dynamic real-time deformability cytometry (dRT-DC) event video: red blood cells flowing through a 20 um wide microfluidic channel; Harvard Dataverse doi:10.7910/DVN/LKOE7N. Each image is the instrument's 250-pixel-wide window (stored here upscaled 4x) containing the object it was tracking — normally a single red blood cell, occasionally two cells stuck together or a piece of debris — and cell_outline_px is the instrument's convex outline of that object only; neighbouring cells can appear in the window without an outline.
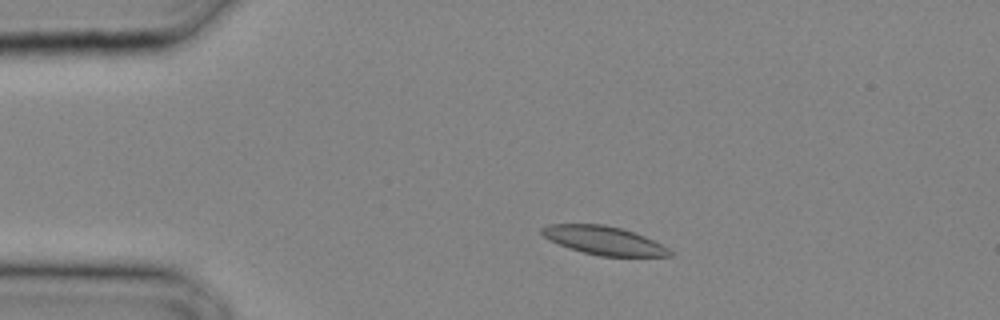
{"species": "common noctule bat (a hibernating species)", "species_latin": "Nyctalus noctula", "temperature_condition": "cold", "stored_images_in_passage": 11, "camera_frame_rate_fps": 3000, "um_per_image_px": 0.085, "animal": {"sex": "male", "body_mass_g": 20.4}, "frame": {"image": 1, "passage_image": 4, "time_ms": 1.0, "image_size_px": [1000, 320], "cell_outline_px": [[676, 256], [600, 256], [568, 248], [544, 236], [540, 232], [540, 228], [548, 224], [604, 224], [620, 228], [644, 236], [668, 248]], "centroid_in_image_um": [51.32, 20.44], "position_along_channel_um": 33.7, "area_um2": 20.98}}
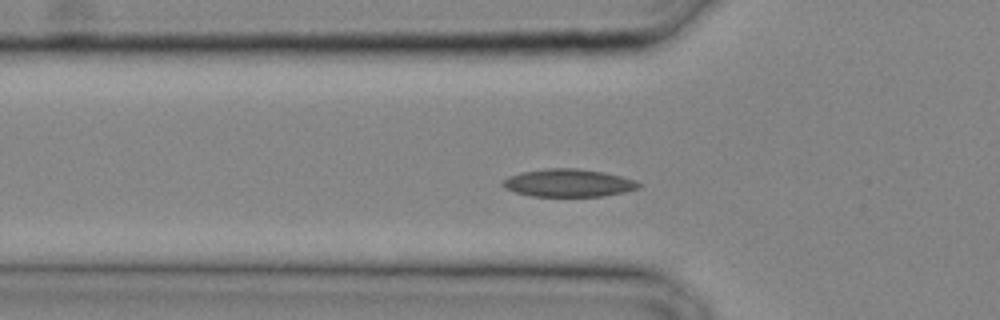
{"frame": {"image": 2, "passage_image": 8, "time_ms": 2.333, "image_size_px": [1000, 320], "cell_outline_px": [[640, 184], [636, 188], [624, 192], [604, 196], [532, 196], [516, 192], [504, 188], [500, 184], [508, 176], [520, 172], [548, 168], [576, 168], [604, 172], [636, 180]], "centroid_in_image_um": [48.27, 15.54], "position_along_channel_um": 77.5, "area_um2": 21.91}}
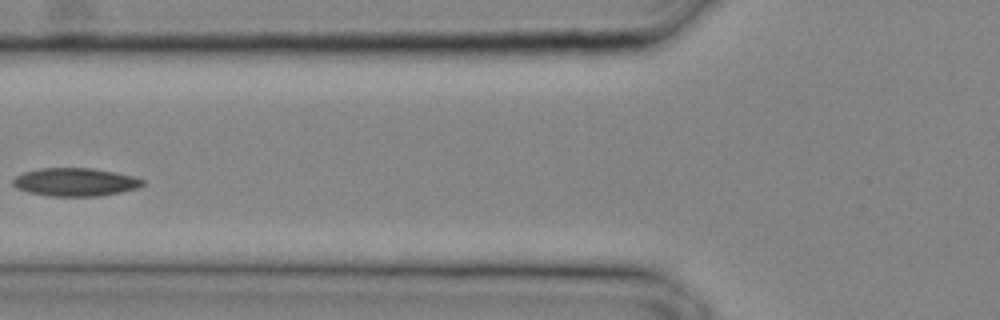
{"frame": {"image": 3, "passage_image": 10, "time_ms": 3.0, "image_size_px": [1000, 320], "cell_outline_px": [[144, 184], [136, 188], [120, 192], [100, 196], [48, 196], [28, 192], [16, 188], [12, 184], [12, 180], [16, 176], [24, 172], [40, 168], [92, 168], [132, 176], [144, 180]], "centroid_in_image_um": [6.35, 15.48], "position_along_channel_um": 119.5, "area_um2": 21.15}}